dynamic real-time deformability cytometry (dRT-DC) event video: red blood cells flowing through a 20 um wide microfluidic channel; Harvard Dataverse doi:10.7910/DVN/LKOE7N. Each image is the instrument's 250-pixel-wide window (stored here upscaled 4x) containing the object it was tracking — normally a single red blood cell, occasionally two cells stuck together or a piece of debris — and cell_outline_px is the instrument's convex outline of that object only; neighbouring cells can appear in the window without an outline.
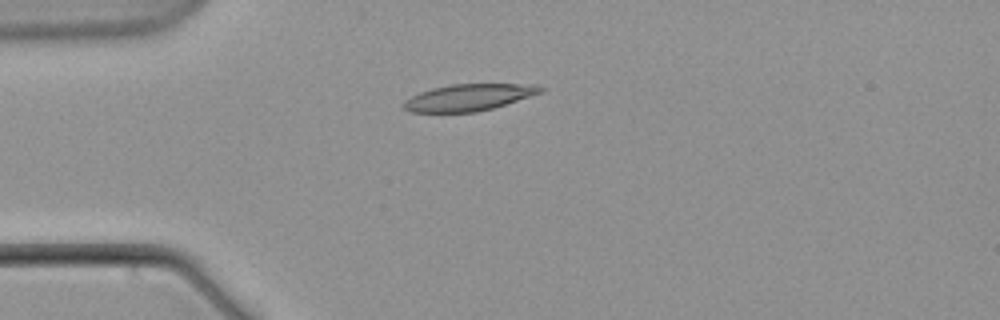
{"species": "common noctule bat (a hibernating species)", "species_latin": "Nyctalus noctula", "temperature_condition": "warm", "stored_images_in_passage": 4, "camera_frame_rate_fps": 3000, "um_per_image_px": 0.085, "animal": {"sex": "male", "body_mass_g": 21.5, "forearm_length_mm": 52.0}, "frame": {"image": 1, "passage_image": 3, "time_ms": 2.333, "image_size_px": [1000, 320], "cell_outline_px": [[544, 92], [492, 108], [476, 112], [412, 112], [404, 108], [404, 100], [420, 92], [432, 88], [452, 84], [540, 84], [544, 88]], "centroid_in_image_um": [39.89, 8.27], "position_along_channel_um": 45.1, "area_um2": 21.21}}